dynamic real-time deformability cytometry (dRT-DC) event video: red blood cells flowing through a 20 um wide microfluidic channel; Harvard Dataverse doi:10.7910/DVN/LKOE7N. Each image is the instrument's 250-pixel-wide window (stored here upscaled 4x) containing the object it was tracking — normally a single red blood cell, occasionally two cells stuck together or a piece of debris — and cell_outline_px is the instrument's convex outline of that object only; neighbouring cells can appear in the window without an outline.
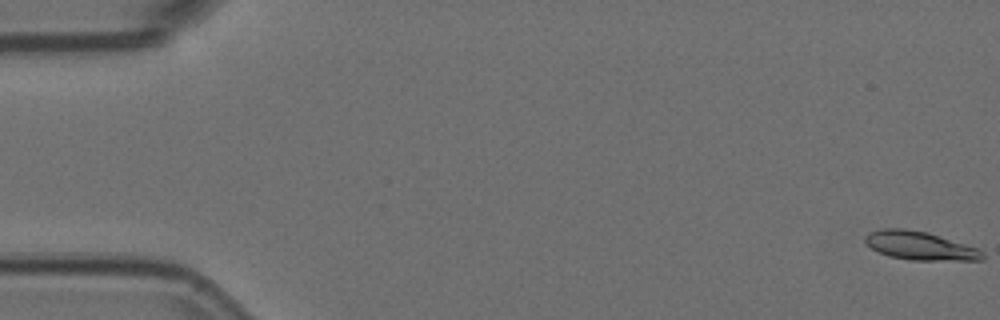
{"species": "Egyptian fruit bat (a non-hibernating species)", "species_latin": "Rousettus aegyptiacus", "temperature_condition": "room temperature", "stored_images_in_passage": 5, "camera_frame_rate_fps": 3000, "um_per_image_px": 0.085, "animal": {"sex": "female"}, "frame": {"image": 1, "passage_image": 1, "time_ms": 0.0, "image_size_px": [1000, 320], "cell_outline_px": [[984, 260], [912, 260], [888, 256], [872, 248], [864, 240], [864, 236], [868, 232], [884, 228], [904, 228], [928, 232], [976, 248], [984, 252]], "centroid_in_image_um": [78.17, 20.88], "position_along_channel_um": 6.8, "area_um2": 19.36}}
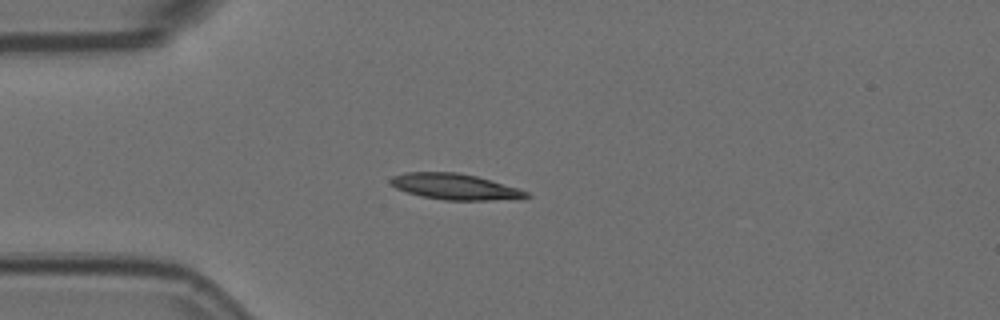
{"frame": {"image": 2, "passage_image": 5, "time_ms": 1.333, "image_size_px": [1000, 320], "cell_outline_px": [[532, 196], [492, 200], [444, 200], [420, 196], [396, 188], [388, 180], [392, 176], [404, 172], [456, 172], [476, 176], [520, 188], [528, 192]], "centroid_in_image_um": [38.64, 15.86], "position_along_channel_um": 46.4, "area_um2": 20.4}}